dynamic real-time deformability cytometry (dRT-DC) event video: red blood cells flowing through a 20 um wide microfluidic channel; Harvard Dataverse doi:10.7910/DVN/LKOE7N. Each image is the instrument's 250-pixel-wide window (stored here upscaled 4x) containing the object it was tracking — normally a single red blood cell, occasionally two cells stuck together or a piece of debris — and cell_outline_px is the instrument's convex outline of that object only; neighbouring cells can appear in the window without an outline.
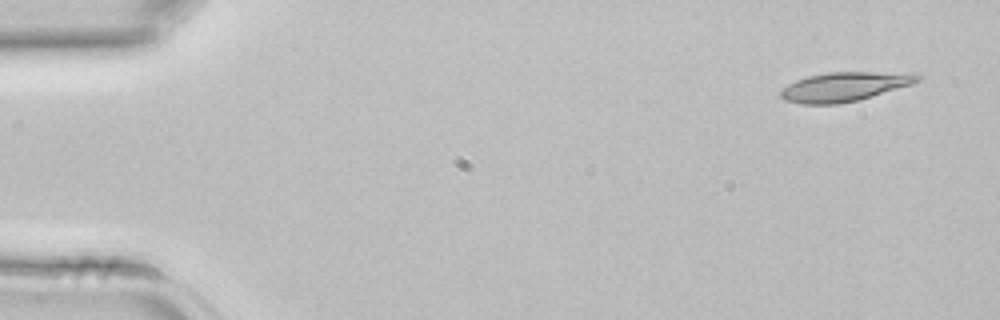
{"species": "common noctule bat (a hibernating species)", "species_latin": "Nyctalus noctula", "temperature_condition": "room temperature", "stored_images_in_passage": 5, "segment_of_instrument_passage": [2, 2], "camera_frame_rate_fps": 3000, "um_per_image_px": 0.085, "animal": {"sex": "female", "body_mass_g": 22.7, "forearm_length_mm": 54.2}, "frame": {"image": 1, "passage_image": 5, "time_ms": 1.333, "image_size_px": [1000, 320], "cell_outline_px": [[924, 76], [920, 80], [912, 84], [860, 100], [840, 104], [800, 104], [784, 100], [780, 96], [780, 92], [788, 84], [796, 80], [808, 76], [828, 72], [916, 72]], "centroid_in_image_um": [71.84, 7.36], "position_along_channel_um": 13.2, "area_um2": 23.64}}